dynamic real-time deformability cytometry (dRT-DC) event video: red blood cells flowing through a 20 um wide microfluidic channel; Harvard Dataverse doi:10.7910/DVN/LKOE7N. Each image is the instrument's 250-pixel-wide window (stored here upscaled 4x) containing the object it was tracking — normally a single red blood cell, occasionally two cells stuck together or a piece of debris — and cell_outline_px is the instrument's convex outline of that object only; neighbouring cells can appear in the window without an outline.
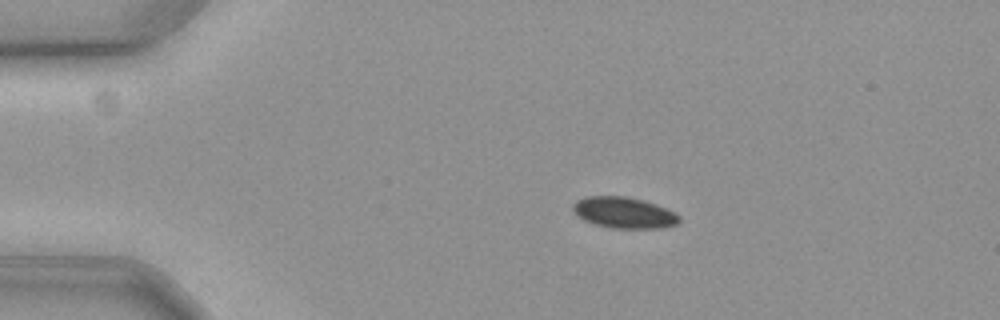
{"species": "common noctule bat (a hibernating species)", "species_latin": "Nyctalus noctula", "temperature_condition": "cold", "stored_images_in_passage": 48, "camera_frame_rate_fps": 3000, "um_per_image_px": 0.085, "animal": {"sex": "female", "body_mass_g": 19.3, "forearm_length_mm": 54.1}, "frame": {"image": 1, "passage_image": 1, "time_ms": 0.0, "image_size_px": [1000, 320], "cell_outline_px": [[680, 220], [676, 224], [656, 228], [612, 228], [596, 224], [584, 220], [576, 216], [572, 208], [572, 204], [576, 200], [588, 196], [624, 196], [656, 204], [680, 216]], "centroid_in_image_um": [52.97, 18.07], "position_along_channel_um": 32.0, "area_um2": 19.02}}
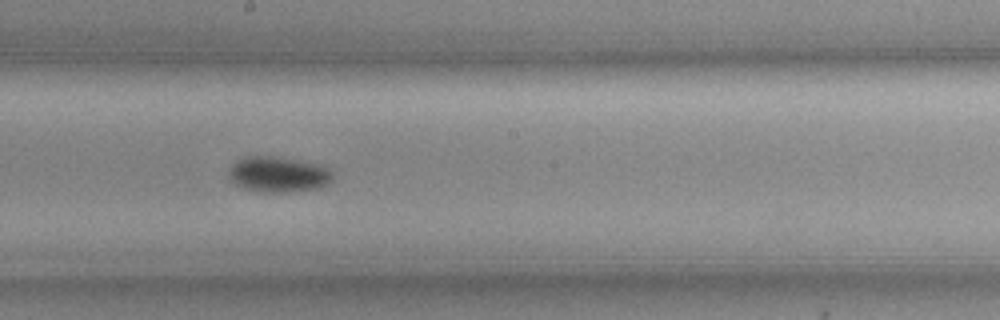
{"frame": {"image": 2, "passage_image": 22, "time_ms": 7.0, "image_size_px": [1000, 320], "cell_outline_px": [[332, 180], [328, 184], [320, 188], [288, 192], [256, 192], [232, 184], [228, 176], [228, 168], [236, 160], [244, 156], [272, 156], [316, 164], [332, 172]], "centroid_in_image_um": [23.56, 14.84], "position_along_channel_um": 224.6, "area_um2": 21.68}}
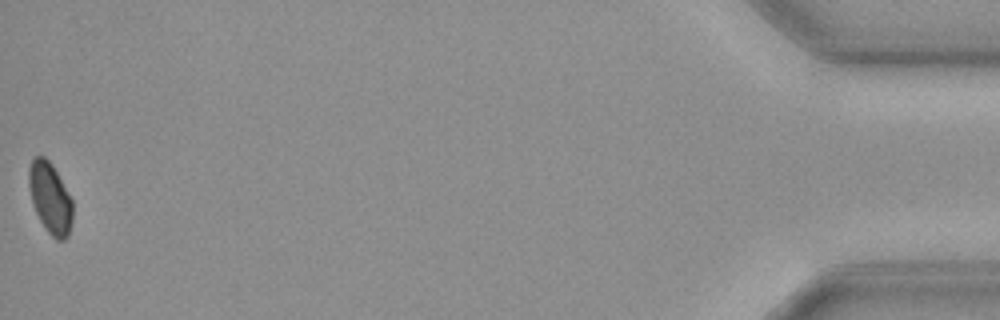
{"frame": {"image": 3, "passage_image": 48, "time_ms": 15.667, "image_size_px": [1000, 320], "cell_outline_px": [[72, 220], [68, 236], [64, 240], [56, 240], [48, 232], [40, 220], [32, 204], [28, 184], [28, 168], [32, 160], [36, 156], [44, 156], [52, 164], [72, 200]], "centroid_in_image_um": [4.25, 16.83], "position_along_channel_um": 431.0, "area_um2": 18.03}, "authors_computed_cell_mechanics": {"area_um2": 19.8254, "velocity_mm_per_s": 3.5586, "shape_relaxation_time_tau1_ms": 4.4492, "shape_relaxation_time_tau2_ms": null, "deformation_change_tau1": 0.0612, "deformation_change_tau2": null}}